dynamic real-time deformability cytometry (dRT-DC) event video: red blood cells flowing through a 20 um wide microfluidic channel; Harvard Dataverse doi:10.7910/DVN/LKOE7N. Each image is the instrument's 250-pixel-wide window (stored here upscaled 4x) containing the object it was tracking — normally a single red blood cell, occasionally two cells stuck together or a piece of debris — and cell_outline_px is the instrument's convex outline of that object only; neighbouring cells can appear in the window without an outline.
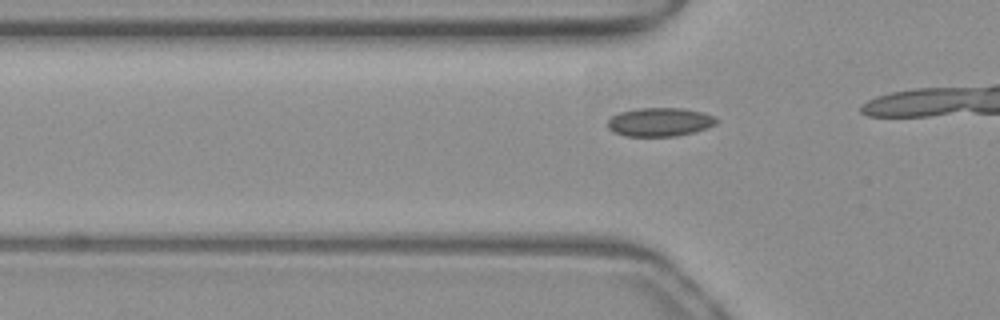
{"species": "common noctule bat (a hibernating species)", "species_latin": "Nyctalus noctula", "temperature_condition": "warm", "stored_images_in_passage": 16, "camera_frame_rate_fps": 3000, "um_per_image_px": 0.085, "animal": {"sex": "female", "body_mass_g": 19.3, "forearm_length_mm": 54.1}, "frame": {"image": 1, "passage_image": 13, "time_ms": 4.0, "image_size_px": [1000, 320], "cell_outline_px": [[720, 120], [716, 124], [708, 128], [676, 136], [624, 136], [612, 132], [608, 128], [608, 120], [612, 116], [620, 112], [636, 108], [684, 108], [716, 116]], "centroid_in_image_um": [56.09, 10.37], "position_along_channel_um": 69.7, "area_um2": 18.32}}